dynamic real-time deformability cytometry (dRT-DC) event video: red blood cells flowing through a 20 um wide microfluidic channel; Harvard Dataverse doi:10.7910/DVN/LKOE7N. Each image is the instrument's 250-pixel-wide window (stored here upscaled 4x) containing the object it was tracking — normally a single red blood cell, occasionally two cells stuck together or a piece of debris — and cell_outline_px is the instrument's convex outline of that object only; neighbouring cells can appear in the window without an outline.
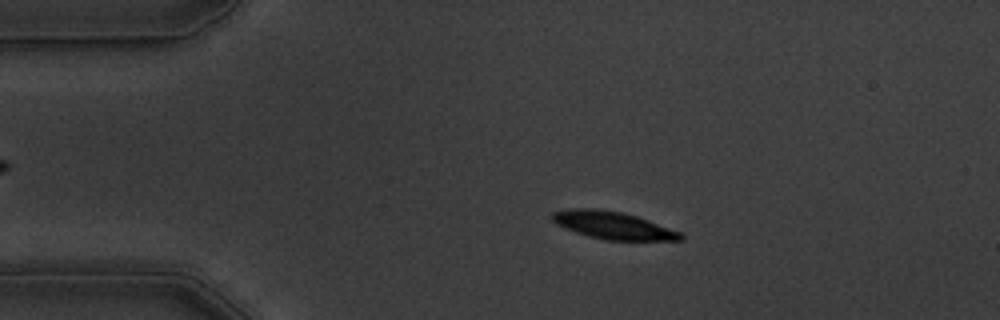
{"species": "common noctule bat (a hibernating species)", "species_latin": "Nyctalus noctula", "temperature_condition": "warm", "stored_images_in_passage": 56, "camera_frame_rate_fps": 3000, "um_per_image_px": 0.085, "animal": {"sex": "male", "body_mass_g": 19.5, "forearm_length_mm": 54.6}, "frame": {"image": 1, "passage_image": 10, "time_ms": 3.0, "image_size_px": [1000, 320], "cell_outline_px": [[684, 240], [604, 240], [588, 236], [576, 232], [556, 224], [552, 220], [552, 212], [568, 208], [596, 208], [624, 212], [648, 220], [680, 232], [684, 236]], "centroid_in_image_um": [52.08, 19.14], "position_along_channel_um": 32.9, "area_um2": 20.58}}
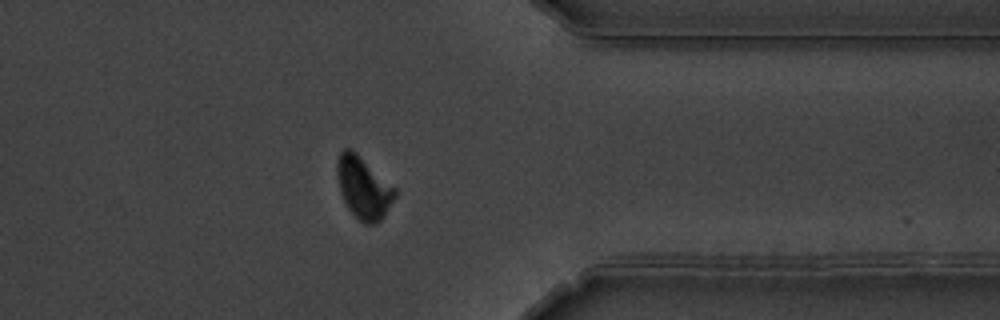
{"frame": {"image": 2, "passage_image": 44, "time_ms": 14.333, "image_size_px": [1000, 320], "cell_outline_px": [[396, 196], [384, 216], [376, 224], [364, 224], [348, 208], [340, 192], [336, 176], [336, 164], [340, 152], [344, 148], [352, 148], [396, 188]], "centroid_in_image_um": [30.89, 15.93], "position_along_channel_um": 380.5, "area_um2": 20.98}}
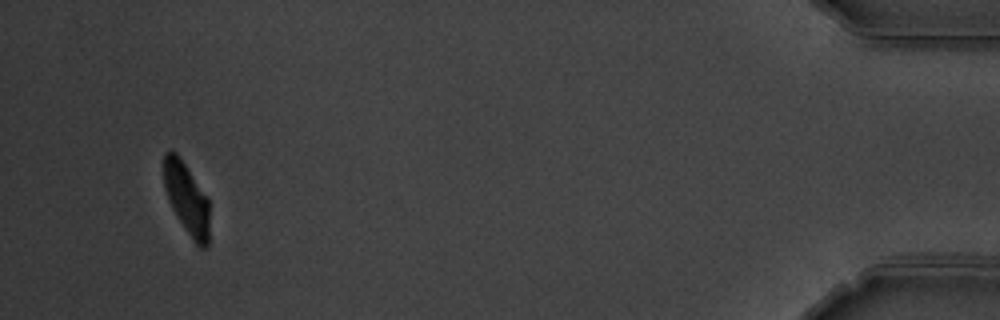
{"frame": {"image": 3, "passage_image": 53, "time_ms": 17.333, "image_size_px": [1000, 320], "cell_outline_px": [[208, 244], [204, 248], [200, 248], [196, 244], [184, 228], [172, 208], [168, 200], [164, 188], [164, 152], [176, 152], [180, 156], [208, 196]], "centroid_in_image_um": [15.87, 16.85], "position_along_channel_um": 419.3, "area_um2": 19.02}, "authors_computed_cell_mechanics": {"area_um2": 20.9236, "velocity_mm_per_s": 3.5284, "shape_relaxation_time_tau1_ms": 2.9515, "shape_relaxation_time_tau2_ms": 2.1927, "deformation_change_tau1": 0.1721, "deformation_change_tau2": 0.0565}}